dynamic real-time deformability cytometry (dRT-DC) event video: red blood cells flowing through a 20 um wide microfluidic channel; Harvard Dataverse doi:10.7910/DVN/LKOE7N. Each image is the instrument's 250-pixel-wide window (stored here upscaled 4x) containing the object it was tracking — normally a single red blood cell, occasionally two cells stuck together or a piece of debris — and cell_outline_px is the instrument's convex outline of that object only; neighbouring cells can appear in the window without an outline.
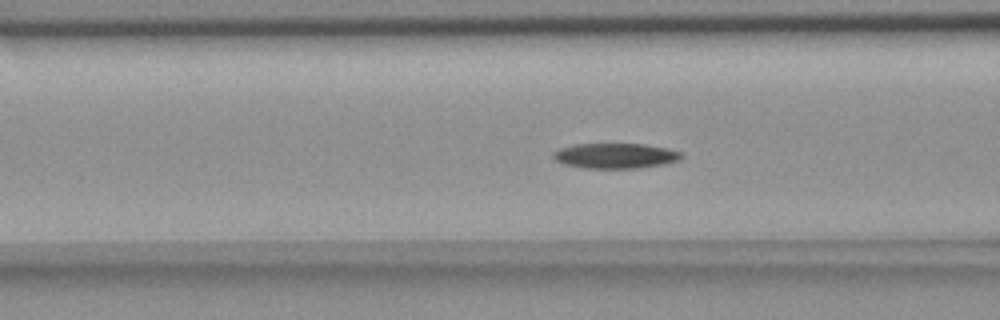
{"species": "common noctule bat (a hibernating species)", "species_latin": "Nyctalus noctula", "temperature_condition": "room temperature", "stored_images_in_passage": 31, "camera_frame_rate_fps": 3000, "um_per_image_px": 0.085, "animal": {"sex": "female", "body_mass_g": 18.4}, "frame": {"image": 1, "passage_image": 5, "time_ms": 1.333, "image_size_px": [1000, 320], "cell_outline_px": [[684, 156], [680, 160], [664, 164], [640, 168], [584, 168], [564, 164], [556, 160], [552, 156], [552, 152], [560, 148], [576, 144], [644, 144], [684, 152]], "centroid_in_image_um": [52.33, 13.24], "position_along_channel_um": 114.3, "area_um2": 18.9}}
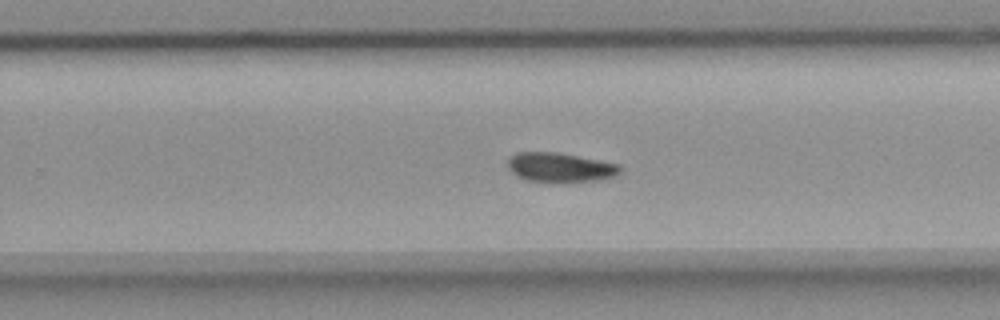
{"frame": {"image": 2, "passage_image": 19, "time_ms": 6.0, "image_size_px": [1000, 320], "cell_outline_px": [[620, 172], [616, 176], [600, 180], [560, 184], [556, 184], [528, 180], [516, 176], [512, 172], [508, 164], [508, 160], [516, 152], [556, 152], [620, 164]], "centroid_in_image_um": [47.63, 14.26], "position_along_channel_um": 282.2, "area_um2": 19.65}}
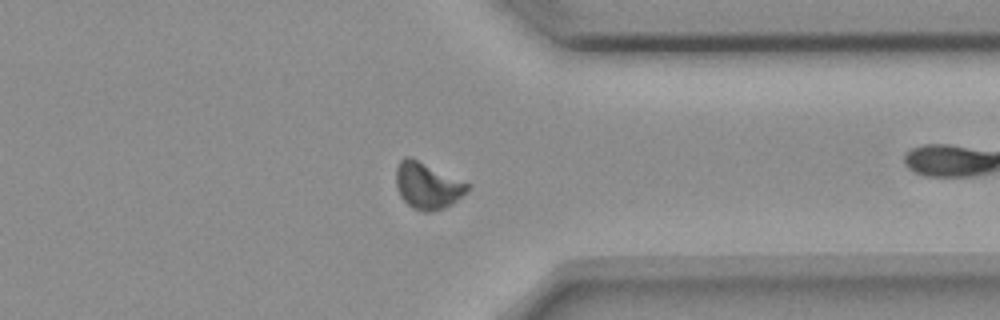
{"frame": {"image": 3, "passage_image": 27, "time_ms": 8.667, "image_size_px": [1000, 320], "cell_outline_px": [[472, 188], [468, 192], [452, 204], [444, 208], [432, 212], [424, 212], [412, 208], [400, 196], [396, 184], [396, 168], [400, 160], [404, 156], [408, 156], [468, 184]], "centroid_in_image_um": [36.32, 15.82], "position_along_channel_um": 375.1, "area_um2": 19.07}, "authors_computed_cell_mechanics": {"area_um2": 19.074, "velocity_mm_per_s": 3.6144, "shape_relaxation_time_tau1_ms": 7.2197, "shape_relaxation_time_tau2_ms": null, "deformation_change_tau1": 0.1545, "deformation_change_tau2": null}}